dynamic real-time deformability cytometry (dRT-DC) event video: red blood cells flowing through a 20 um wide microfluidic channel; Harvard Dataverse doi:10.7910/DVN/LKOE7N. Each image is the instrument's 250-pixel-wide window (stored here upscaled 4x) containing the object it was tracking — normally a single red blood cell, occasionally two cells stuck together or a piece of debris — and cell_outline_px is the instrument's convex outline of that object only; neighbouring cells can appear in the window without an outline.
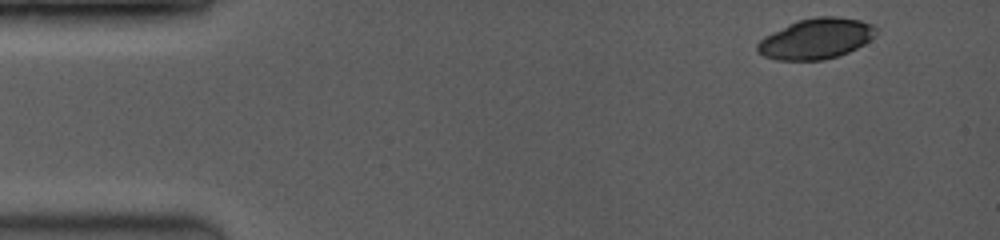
{"species": "common noctule bat (a hibernating species)", "species_latin": "Nyctalus noctula", "temperature_condition": "room temperature", "stored_images_in_passage": 14, "camera_frame_rate_fps": 3500, "um_per_image_px": 0.085, "animal": {"sex": "female", "body_mass_g": 19.0, "forearm_length_mm": 53.3}, "frame": {"image": 1, "passage_image": 1, "time_ms": 0.0, "image_size_px": [1000, 240], "cell_outline_px": [[876, 36], [864, 44], [840, 56], [824, 60], [776, 60], [764, 56], [756, 52], [756, 44], [764, 36], [788, 24], [800, 20], [816, 16], [836, 16], [860, 20], [872, 24], [876, 28]], "centroid_in_image_um": [69.36, 3.3], "position_along_channel_um": 15.6, "area_um2": 28.21}}
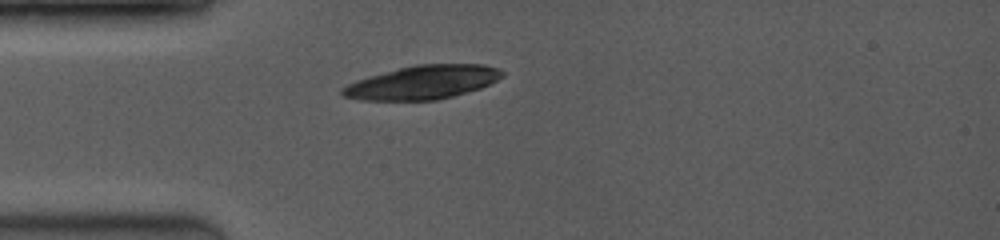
{"frame": {"image": 2, "passage_image": 14, "time_ms": 3.143, "image_size_px": [1000, 240], "cell_outline_px": [[504, 76], [480, 88], [452, 96], [436, 100], [360, 100], [340, 96], [340, 88], [356, 80], [368, 76], [416, 64], [484, 64], [500, 68], [504, 72]], "centroid_in_image_um": [35.9, 6.99], "position_along_channel_um": 49.1, "area_um2": 31.39}}